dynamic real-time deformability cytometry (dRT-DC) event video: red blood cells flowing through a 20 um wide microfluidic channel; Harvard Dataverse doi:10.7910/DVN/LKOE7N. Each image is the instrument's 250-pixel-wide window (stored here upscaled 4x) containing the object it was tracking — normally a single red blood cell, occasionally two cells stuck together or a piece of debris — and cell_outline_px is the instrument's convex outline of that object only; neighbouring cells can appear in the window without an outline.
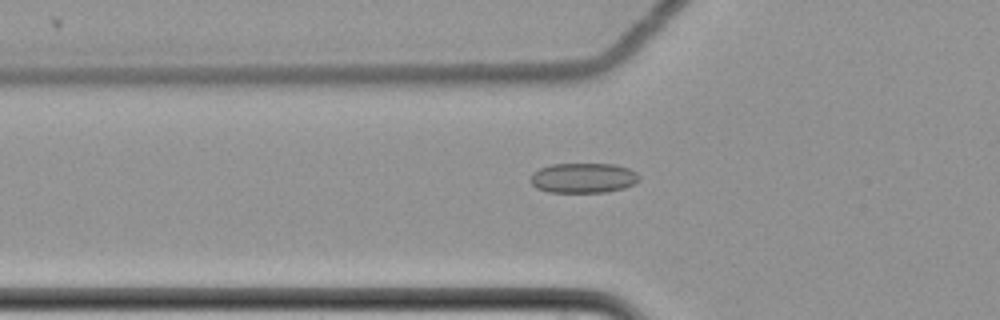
{"species": "common noctule bat (a hibernating species)", "species_latin": "Nyctalus noctula", "temperature_condition": "cold", "stored_images_in_passage": 61, "camera_frame_rate_fps": 3000, "um_per_image_px": 0.085, "animal": {"sex": "female", "body_mass_g": 22.7, "forearm_length_mm": 54.2}, "frame": {"image": 1, "passage_image": 22, "time_ms": 7.0, "image_size_px": [1000, 320], "cell_outline_px": [[640, 180], [624, 188], [608, 192], [548, 192], [536, 188], [528, 180], [532, 172], [540, 168], [552, 164], [616, 164], [628, 168], [636, 172], [640, 176]], "centroid_in_image_um": [49.56, 15.12], "position_along_channel_um": 76.2, "area_um2": 19.19}}
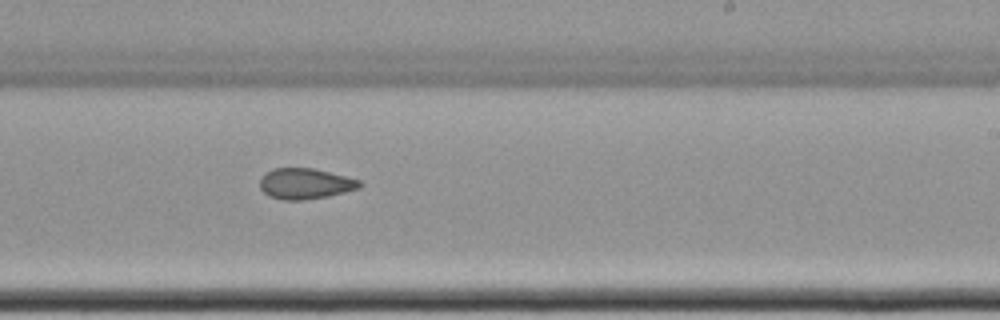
{"frame": {"image": 2, "passage_image": 38, "time_ms": 12.333, "image_size_px": [1000, 320], "cell_outline_px": [[364, 184], [360, 188], [328, 196], [304, 200], [284, 200], [268, 196], [260, 188], [260, 180], [264, 172], [272, 168], [312, 168], [360, 180]], "centroid_in_image_um": [25.92, 15.61], "position_along_channel_um": 263.1, "area_um2": 17.92}}
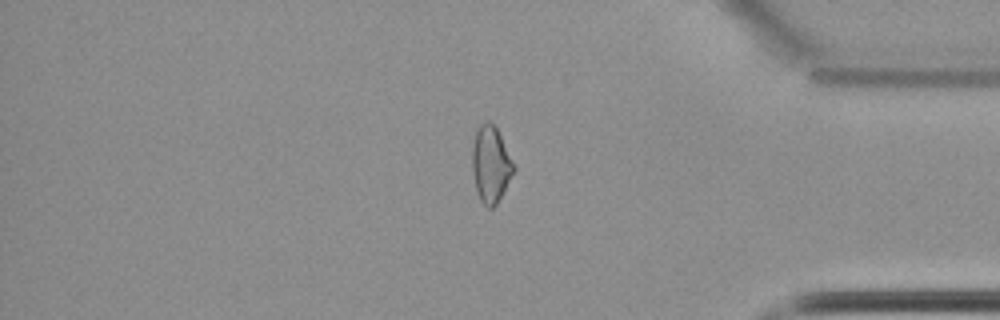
{"frame": {"image": 3, "passage_image": 51, "time_ms": 16.667, "image_size_px": [1000, 320], "cell_outline_px": [[516, 168], [496, 204], [492, 208], [488, 208], [480, 200], [476, 188], [472, 172], [472, 144], [476, 128], [484, 120], [488, 120], [496, 128]], "centroid_in_image_um": [41.68, 13.94], "position_along_channel_um": 393.5, "area_um2": 18.32}, "authors_computed_cell_mechanics": {"area_um2": 19.0162, "velocity_mm_per_s": 3.5107, "shape_relaxation_time_tau1_ms": null, "shape_relaxation_time_tau2_ms": 2.5104, "deformation_change_tau1": null, "deformation_change_tau2": 0.0823}}